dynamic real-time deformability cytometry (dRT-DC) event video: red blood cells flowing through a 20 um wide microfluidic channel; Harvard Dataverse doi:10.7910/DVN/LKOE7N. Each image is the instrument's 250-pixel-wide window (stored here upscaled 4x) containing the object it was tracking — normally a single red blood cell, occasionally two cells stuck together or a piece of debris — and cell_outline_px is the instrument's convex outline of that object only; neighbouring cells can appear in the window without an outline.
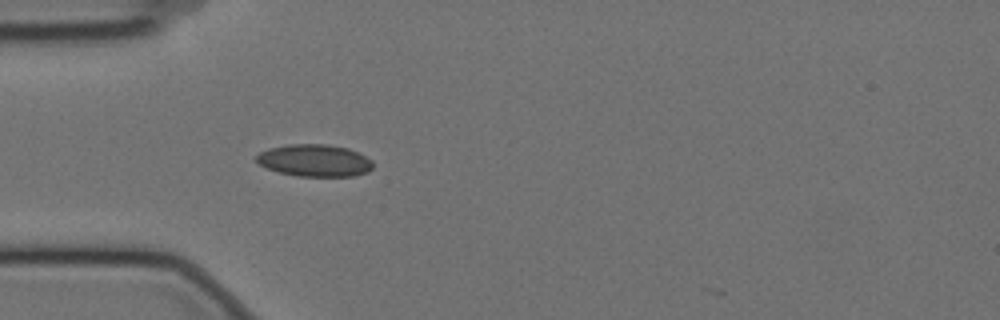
{"species": "Egyptian fruit bat (a non-hibernating species)", "species_latin": "Rousettus aegyptiacus", "temperature_condition": "cold", "stored_images_in_passage": 40, "camera_frame_rate_fps": 3000, "um_per_image_px": 0.085, "animal": {"sex": "female"}, "frame": {"image": 1, "passage_image": 1, "time_ms": 0.0, "image_size_px": [1000, 320], "cell_outline_px": [[372, 168], [368, 172], [352, 176], [296, 176], [280, 172], [268, 168], [260, 164], [256, 160], [256, 156], [260, 152], [268, 148], [288, 144], [324, 144], [348, 148], [372, 160]], "centroid_in_image_um": [26.73, 13.64], "position_along_channel_um": 58.3, "area_um2": 21.68}}
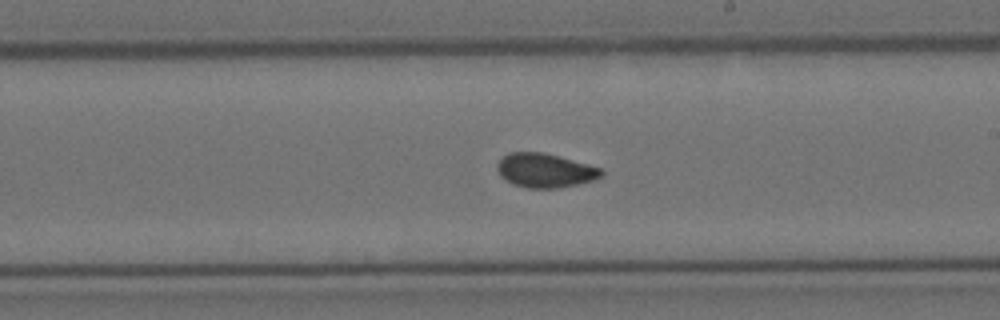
{"frame": {"image": 2, "passage_image": 17, "time_ms": 5.333, "image_size_px": [1000, 320], "cell_outline_px": [[604, 176], [592, 180], [560, 188], [528, 188], [512, 184], [500, 176], [496, 168], [496, 164], [508, 152], [544, 152], [588, 164], [600, 168], [604, 172]], "centroid_in_image_um": [46.31, 14.49], "position_along_channel_um": 242.7, "area_um2": 20.75}}
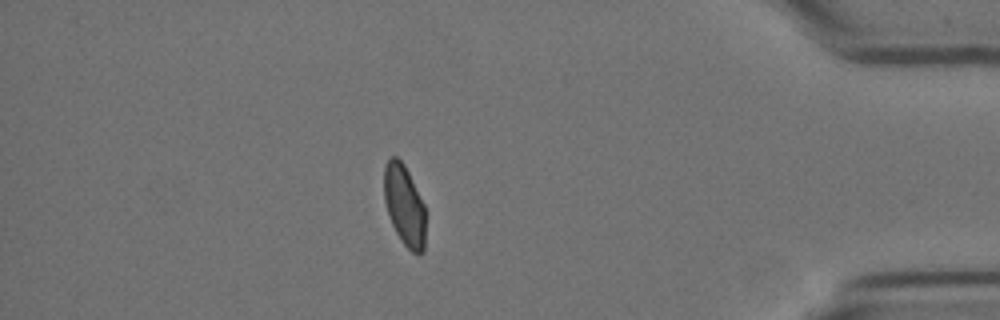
{"frame": {"image": 3, "passage_image": 34, "time_ms": 11.0, "image_size_px": [1000, 320], "cell_outline_px": [[424, 252], [412, 252], [404, 244], [396, 232], [388, 216], [384, 200], [384, 164], [392, 156], [396, 156], [404, 164], [424, 204]], "centroid_in_image_um": [34.34, 17.42], "position_along_channel_um": 400.9, "area_um2": 19.31}, "authors_computed_cell_mechanics": {"area_um2": 20.6346, "velocity_mm_per_s": 3.508, "shape_relaxation_time_tau1_ms": null, "shape_relaxation_time_tau2_ms": 1.5158, "deformation_change_tau1": null, "deformation_change_tau2": 0.0496}}